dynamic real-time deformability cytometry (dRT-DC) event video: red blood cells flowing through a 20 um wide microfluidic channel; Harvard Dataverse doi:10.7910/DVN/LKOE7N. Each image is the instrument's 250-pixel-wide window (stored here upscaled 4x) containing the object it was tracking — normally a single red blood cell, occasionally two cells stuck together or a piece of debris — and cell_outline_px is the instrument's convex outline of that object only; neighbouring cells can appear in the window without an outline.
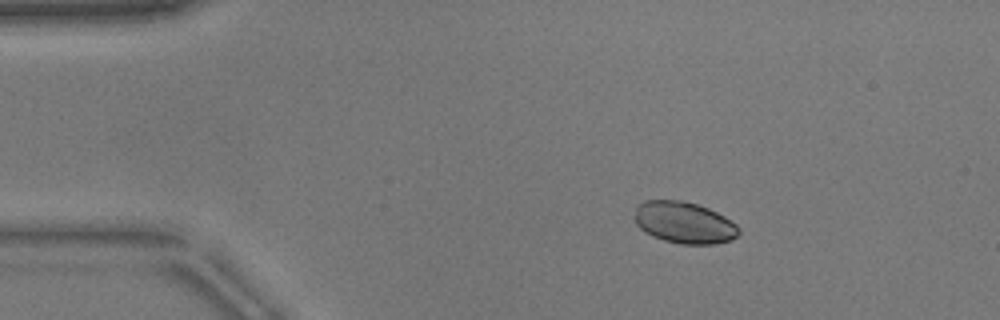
{"species": "common noctule bat (a hibernating species)", "species_latin": "Nyctalus noctula", "temperature_condition": "warm", "stored_images_in_passage": 45, "camera_frame_rate_fps": 3000, "um_per_image_px": 0.085, "animal": {"sex": "male", "body_mass_g": 17.9}, "frame": {"image": 1, "passage_image": 1, "time_ms": 0.0, "image_size_px": [1000, 320], "cell_outline_px": [[740, 232], [732, 240], [716, 244], [680, 244], [664, 240], [652, 236], [644, 232], [636, 224], [636, 208], [644, 200], [680, 200], [696, 204], [708, 208], [724, 216], [736, 224], [740, 228]], "centroid_in_image_um": [58.17, 18.93], "position_along_channel_um": 26.8, "area_um2": 25.26}}
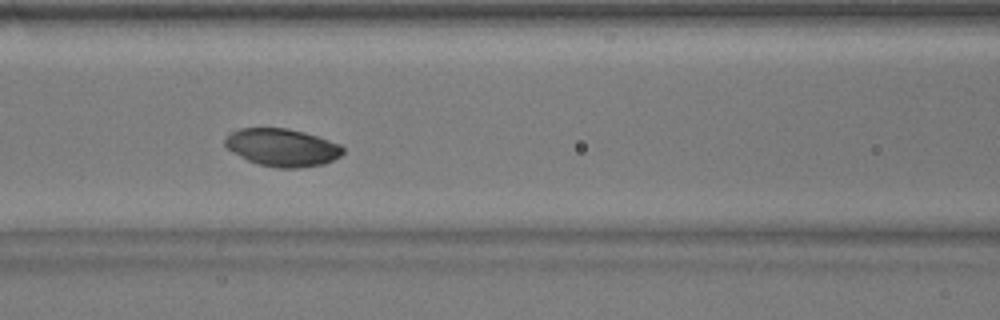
{"frame": {"image": 2, "passage_image": 15, "time_ms": 4.667, "image_size_px": [1000, 320], "cell_outline_px": [[344, 152], [340, 156], [324, 164], [300, 168], [276, 168], [256, 164], [232, 152], [224, 144], [224, 140], [232, 132], [240, 128], [288, 128], [304, 132], [340, 144], [344, 148]], "centroid_in_image_um": [23.99, 12.54], "position_along_channel_um": 142.6, "area_um2": 25.89}}
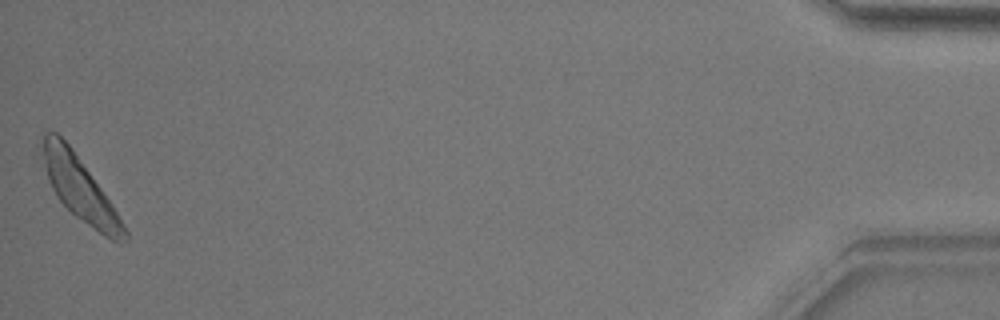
{"frame": {"image": 3, "passage_image": 45, "time_ms": 14.667, "image_size_px": [1000, 320], "cell_outline_px": [[128, 240], [124, 244], [120, 244], [104, 236], [76, 216], [60, 200], [52, 188], [48, 180], [44, 164], [44, 132], [56, 132], [68, 144], [104, 192], [112, 204], [128, 232]], "centroid_in_image_um": [6.84, 16.1], "position_along_channel_um": 428.4, "area_um2": 29.3}}